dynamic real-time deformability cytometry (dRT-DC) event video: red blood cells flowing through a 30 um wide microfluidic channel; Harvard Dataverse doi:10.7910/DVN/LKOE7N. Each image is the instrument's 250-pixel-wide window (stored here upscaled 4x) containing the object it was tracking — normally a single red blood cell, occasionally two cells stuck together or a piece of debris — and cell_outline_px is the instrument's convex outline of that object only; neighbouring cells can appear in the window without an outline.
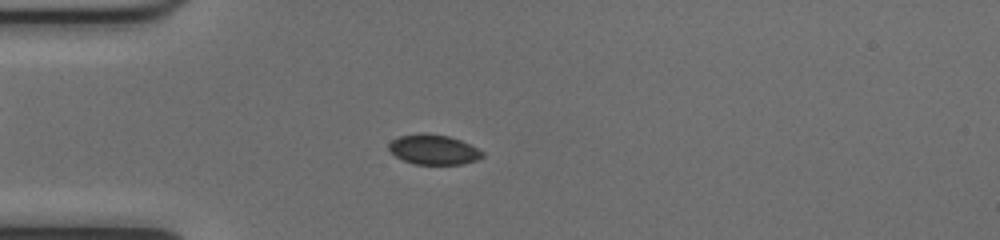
{"species": "common noctule bat (a hibernating species)", "species_latin": "Nyctalus noctula", "temperature_condition": "cold", "stored_images_in_passage": 41, "camera_frame_rate_fps": 3000, "um_per_image_px": 0.085, "animal": {"sex": "female", "body_mass_g": 17.0, "forearm_length_mm": 48.0}, "frame": {"image": 1, "passage_image": 4, "time_ms": 1.0, "image_size_px": [1000, 240], "cell_outline_px": [[484, 156], [476, 160], [464, 164], [416, 164], [404, 160], [396, 156], [388, 148], [388, 144], [392, 140], [400, 136], [424, 132], [448, 136], [460, 140], [484, 152]], "centroid_in_image_um": [36.86, 12.71], "position_along_channel_um": 48.1, "area_um2": 16.18}}
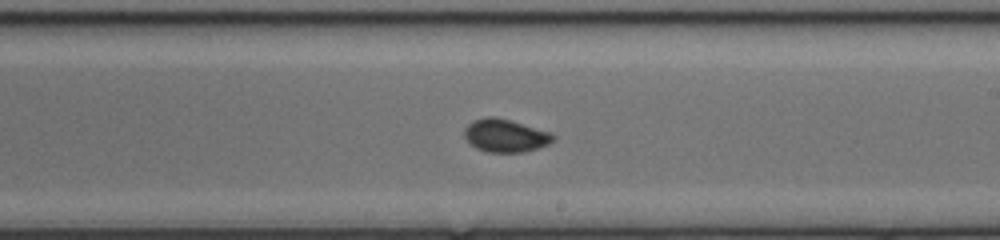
{"frame": {"image": 2, "passage_image": 20, "time_ms": 6.333, "image_size_px": [1000, 240], "cell_outline_px": [[556, 140], [540, 148], [524, 152], [488, 152], [476, 148], [464, 136], [464, 128], [472, 120], [484, 116], [492, 116], [512, 120], [552, 132], [556, 136]], "centroid_in_image_um": [43.0, 11.51], "position_along_channel_um": 246.0, "area_um2": 17.4}}
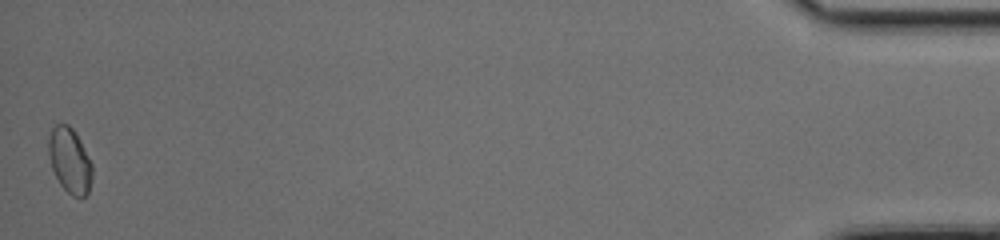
{"frame": {"image": 3, "passage_image": 41, "time_ms": 13.333, "image_size_px": [1000, 240], "cell_outline_px": [[92, 176], [88, 192], [84, 196], [72, 196], [60, 184], [52, 168], [48, 152], [48, 140], [52, 128], [56, 124], [68, 124], [72, 128], [80, 140], [92, 164]], "centroid_in_image_um": [5.92, 13.63], "position_along_channel_um": 429.3, "area_um2": 16.36}, "authors_computed_cell_mechanics": {"area_um2": 16.5308, "velocity_mm_per_s": 4.0046, "shape_relaxation_time_tau1_ms": 4.3718, "shape_relaxation_time_tau2_ms": 6.3976, "deformation_change_tau1": 0.0489, "deformation_change_tau2": 0.0304}}